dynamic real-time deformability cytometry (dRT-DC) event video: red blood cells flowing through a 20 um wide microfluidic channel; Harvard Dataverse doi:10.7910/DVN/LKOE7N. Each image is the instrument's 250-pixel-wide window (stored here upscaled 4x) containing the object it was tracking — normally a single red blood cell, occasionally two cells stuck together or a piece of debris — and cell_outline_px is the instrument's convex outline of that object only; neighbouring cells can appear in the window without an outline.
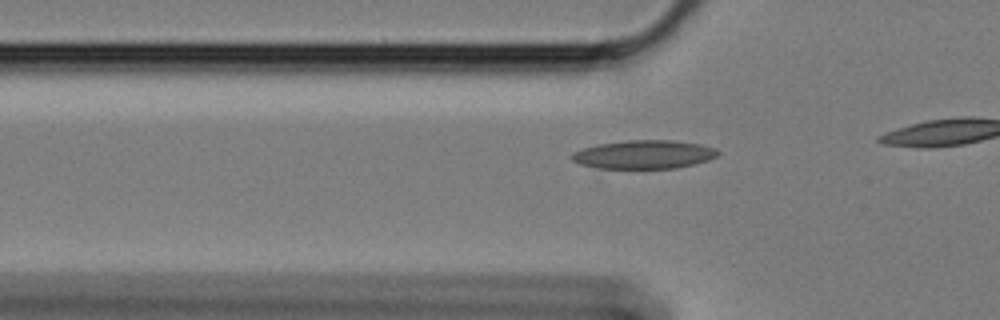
{"species": "Egyptian fruit bat (a non-hibernating species)", "species_latin": "Rousettus aegyptiacus", "temperature_condition": "cold", "stored_images_in_passage": 8, "camera_frame_rate_fps": 3000, "um_per_image_px": 0.085, "animal": {"sex": "female"}, "frame": {"image": 1, "passage_image": 2, "time_ms": 0.333, "image_size_px": [1000, 320], "cell_outline_px": [[720, 152], [716, 156], [708, 160], [676, 168], [596, 168], [580, 164], [572, 160], [568, 156], [572, 152], [596, 144], [628, 140], [672, 140], [700, 144], [716, 148]], "centroid_in_image_um": [54.7, 13.12], "position_along_channel_um": 71.1, "area_um2": 24.33}}
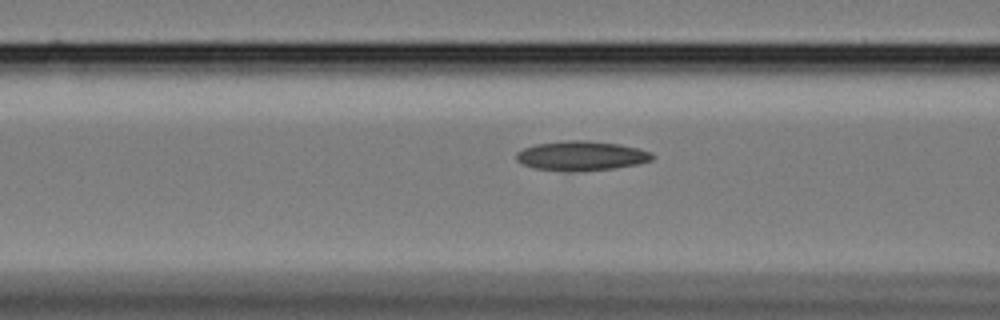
{"frame": {"image": 2, "passage_image": 6, "time_ms": 1.667, "image_size_px": [1000, 320], "cell_outline_px": [[656, 156], [652, 160], [636, 164], [616, 168], [576, 172], [564, 172], [536, 168], [524, 164], [516, 160], [516, 152], [524, 148], [536, 144], [568, 140], [584, 140], [620, 144], [640, 148], [652, 152]], "centroid_in_image_um": [49.45, 13.25], "position_along_channel_um": 117.2, "area_um2": 23.64}}